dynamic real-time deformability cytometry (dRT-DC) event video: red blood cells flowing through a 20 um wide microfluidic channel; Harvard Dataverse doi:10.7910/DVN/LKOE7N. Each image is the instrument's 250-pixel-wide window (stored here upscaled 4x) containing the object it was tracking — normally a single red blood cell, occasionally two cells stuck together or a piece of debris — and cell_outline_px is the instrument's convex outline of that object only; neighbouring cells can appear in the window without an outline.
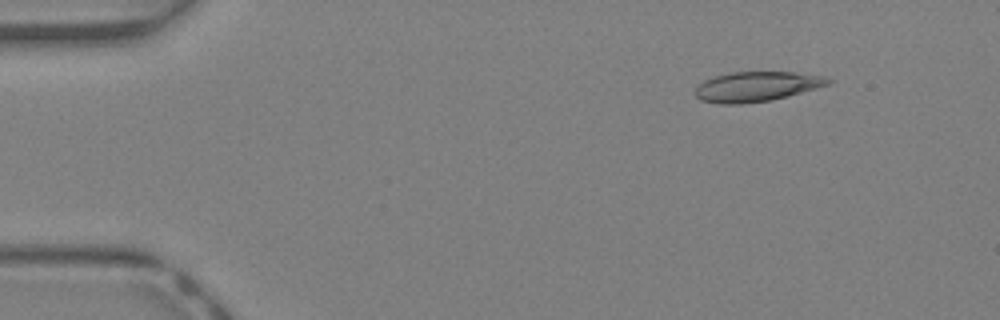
{"species": "Egyptian fruit bat (a non-hibernating species)", "species_latin": "Rousettus aegyptiacus", "temperature_condition": "warm", "stored_images_in_passage": 37, "camera_frame_rate_fps": 3000, "um_per_image_px": 0.085, "animal": {"sex": "female"}, "frame": {"image": 1, "passage_image": 1, "time_ms": 0.0, "image_size_px": [1000, 320], "cell_outline_px": [[832, 84], [788, 96], [768, 100], [740, 104], [720, 104], [700, 100], [696, 96], [696, 88], [704, 80], [716, 76], [732, 72], [792, 72], [824, 76], [832, 80]], "centroid_in_image_um": [64.33, 7.36], "position_along_channel_um": 20.7, "area_um2": 23.0}}
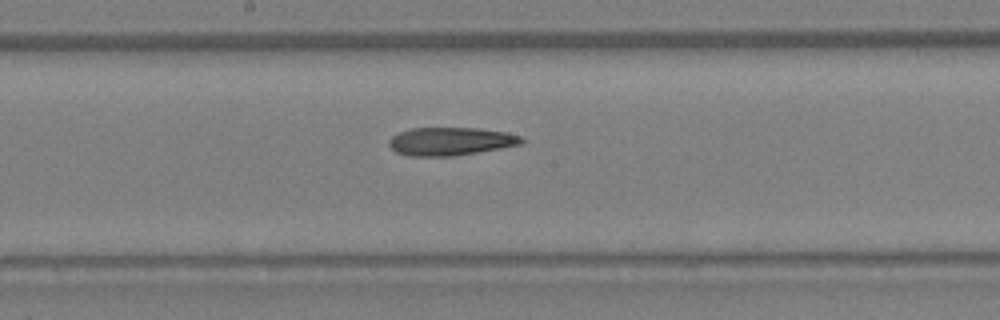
{"frame": {"image": 2, "passage_image": 18, "time_ms": 5.667, "image_size_px": [1000, 320], "cell_outline_px": [[524, 144], [452, 156], [408, 156], [396, 152], [388, 144], [388, 140], [392, 136], [400, 132], [412, 128], [476, 128], [504, 132], [520, 136], [524, 140]], "centroid_in_image_um": [38.28, 12.01], "position_along_channel_um": 209.9, "area_um2": 21.56}}
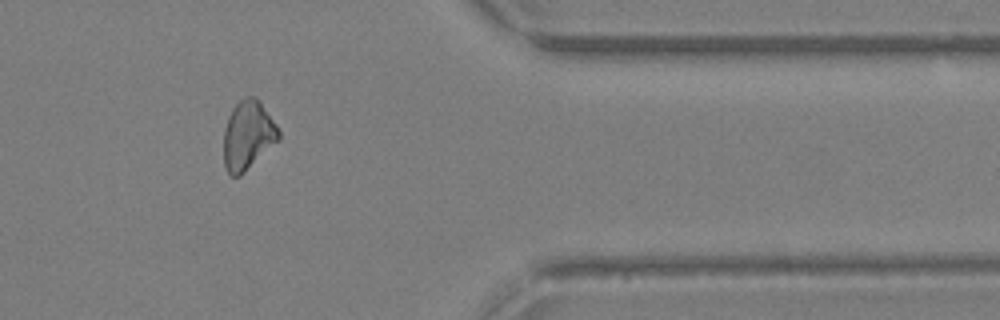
{"frame": {"image": 3, "passage_image": 30, "time_ms": 9.667, "image_size_px": [1000, 320], "cell_outline_px": [[280, 140], [240, 176], [232, 176], [224, 168], [224, 128], [228, 116], [232, 108], [244, 96], [252, 96], [260, 100], [276, 124], [280, 132]], "centroid_in_image_um": [21.08, 11.49], "position_along_channel_um": 390.3, "area_um2": 22.31}}